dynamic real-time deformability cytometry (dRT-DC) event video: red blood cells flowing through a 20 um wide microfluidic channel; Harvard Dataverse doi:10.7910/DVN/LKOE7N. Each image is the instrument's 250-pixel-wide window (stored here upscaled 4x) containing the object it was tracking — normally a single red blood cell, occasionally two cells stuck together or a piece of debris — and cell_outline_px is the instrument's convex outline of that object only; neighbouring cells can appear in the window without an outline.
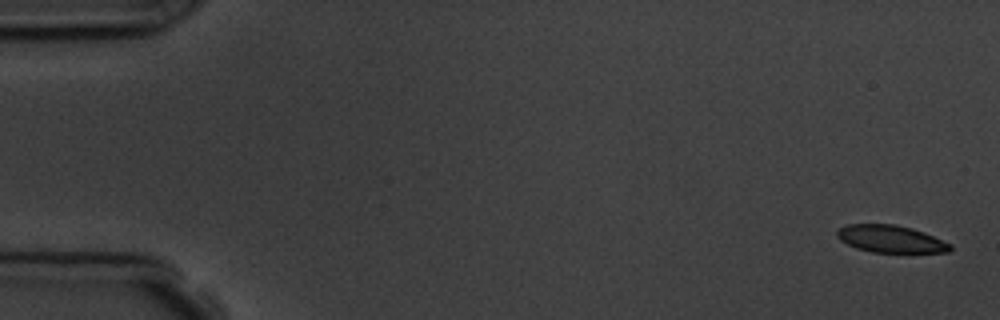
{"species": "common noctule bat (a hibernating species)", "species_latin": "Nyctalus noctula", "temperature_condition": "room temperature", "stored_images_in_passage": 7, "camera_frame_rate_fps": 3000, "um_per_image_px": 0.085, "animal": {"sex": "male", "body_mass_g": 19.5, "forearm_length_mm": 54.6}, "frame": {"image": 1, "passage_image": 1, "time_ms": 0.0, "image_size_px": [1000, 320], "cell_outline_px": [[952, 248], [948, 252], [872, 252], [856, 248], [840, 240], [836, 236], [836, 228], [848, 224], [896, 224], [912, 228], [924, 232], [952, 244]], "centroid_in_image_um": [75.68, 20.3], "position_along_channel_um": 9.3, "area_um2": 18.09}}
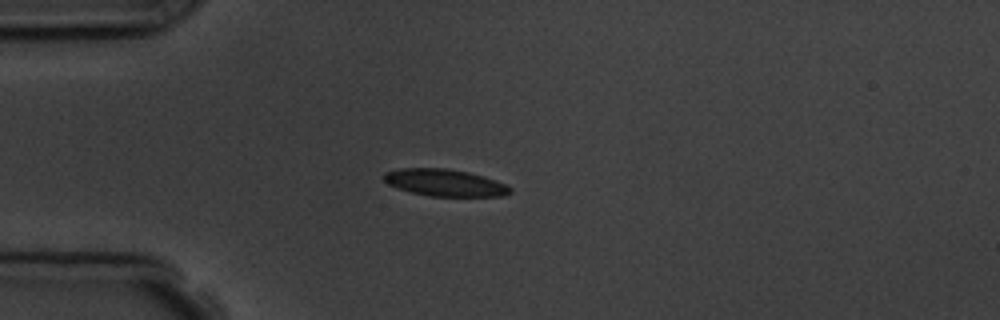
{"frame": {"image": 2, "passage_image": 4, "time_ms": 4.333, "image_size_px": [1000, 320], "cell_outline_px": [[512, 192], [504, 196], [428, 196], [412, 192], [388, 184], [384, 180], [384, 172], [400, 168], [448, 168], [468, 172], [484, 176], [496, 180], [512, 188]], "centroid_in_image_um": [37.83, 15.52], "position_along_channel_um": 47.2, "area_um2": 19.83}}